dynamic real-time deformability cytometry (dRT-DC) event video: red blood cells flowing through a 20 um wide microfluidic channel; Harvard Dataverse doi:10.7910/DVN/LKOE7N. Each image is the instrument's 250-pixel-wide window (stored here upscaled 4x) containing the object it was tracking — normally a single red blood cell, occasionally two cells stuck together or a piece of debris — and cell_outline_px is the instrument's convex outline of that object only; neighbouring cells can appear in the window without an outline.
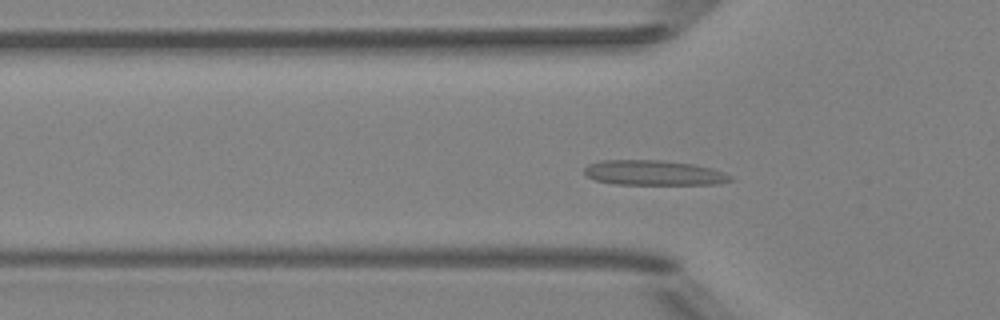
{"species": "Egyptian fruit bat (a non-hibernating species)", "species_latin": "Rousettus aegyptiacus", "temperature_condition": "room temperature", "stored_images_in_passage": 51, "camera_frame_rate_fps": 3000, "um_per_image_px": 0.085, "animal": {"sex": "female"}, "frame": {"image": 1, "passage_image": 16, "time_ms": 5.0, "image_size_px": [1000, 320], "cell_outline_px": [[732, 180], [720, 184], [616, 184], [596, 180], [588, 176], [584, 172], [584, 168], [588, 164], [600, 160], [664, 160], [692, 164], [712, 168], [724, 172], [732, 176]], "centroid_in_image_um": [55.58, 14.68], "position_along_channel_um": 70.2, "area_um2": 21.27}}
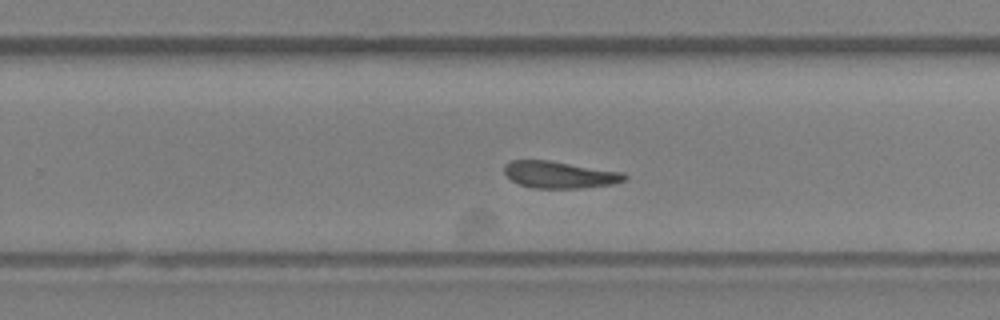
{"frame": {"image": 2, "passage_image": 32, "time_ms": 10.333, "image_size_px": [1000, 320], "cell_outline_px": [[628, 176], [624, 180], [612, 184], [580, 188], [532, 188], [520, 184], [512, 180], [504, 172], [504, 164], [512, 160], [548, 160], [624, 172]], "centroid_in_image_um": [47.56, 14.84], "position_along_channel_um": 282.2, "area_um2": 18.79}}
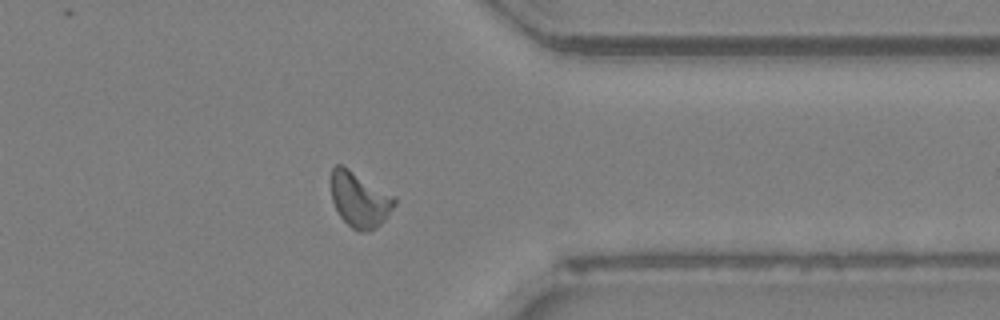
{"frame": {"image": 3, "passage_image": 40, "time_ms": 13.0, "image_size_px": [1000, 320], "cell_outline_px": [[396, 204], [388, 216], [376, 228], [368, 232], [360, 232], [352, 228], [340, 216], [332, 200], [332, 168], [336, 164], [344, 164], [396, 196]], "centroid_in_image_um": [30.6, 16.94], "position_along_channel_um": 380.8, "area_um2": 20.75}, "authors_computed_cell_mechanics": {"area_um2": 19.4786, "velocity_mm_per_s": 3.9838, "shape_relaxation_time_tau1_ms": 6.9934, "shape_relaxation_time_tau2_ms": null, "deformation_change_tau1": 0.14, "deformation_change_tau2": null}}